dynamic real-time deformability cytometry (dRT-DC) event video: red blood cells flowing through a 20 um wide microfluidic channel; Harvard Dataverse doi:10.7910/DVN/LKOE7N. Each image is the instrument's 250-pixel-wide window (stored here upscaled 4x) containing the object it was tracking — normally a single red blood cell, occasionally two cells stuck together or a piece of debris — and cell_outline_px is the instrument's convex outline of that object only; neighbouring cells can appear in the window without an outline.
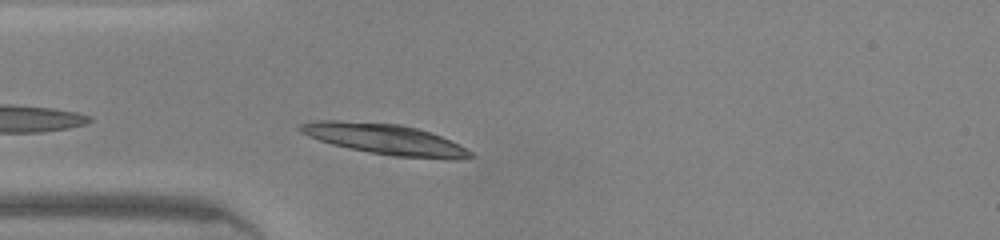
{"species": "common noctule bat (a hibernating species)", "species_latin": "Nyctalus noctula", "temperature_condition": "warm", "stored_images_in_passage": 8, "camera_frame_rate_fps": 3000, "um_per_image_px": 0.085, "animal": {"sex": "male", "body_mass_g": 20.0, "forearm_length_mm": 53.3}, "frame": {"image": 1, "passage_image": 2, "time_ms": 0.333, "image_size_px": [1000, 240], "cell_outline_px": [[476, 156], [456, 160], [444, 160], [396, 156], [368, 152], [332, 144], [308, 136], [300, 132], [296, 128], [300, 124], [316, 120], [340, 120], [400, 124], [416, 128], [440, 136], [460, 144], [472, 152]], "centroid_in_image_um": [32.75, 11.84], "position_along_channel_um": 52.2, "area_um2": 30.52}}
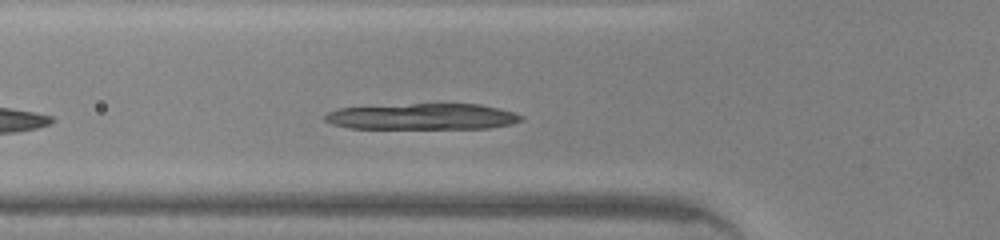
{"frame": {"image": 2, "passage_image": 5, "time_ms": 1.333, "image_size_px": [1000, 240], "cell_outline_px": [[524, 120], [512, 124], [488, 128], [348, 128], [332, 124], [324, 120], [324, 116], [328, 112], [336, 108], [412, 104], [480, 104], [512, 112], [524, 116]], "centroid_in_image_um": [35.9, 9.91], "position_along_channel_um": 89.9, "area_um2": 29.71}}